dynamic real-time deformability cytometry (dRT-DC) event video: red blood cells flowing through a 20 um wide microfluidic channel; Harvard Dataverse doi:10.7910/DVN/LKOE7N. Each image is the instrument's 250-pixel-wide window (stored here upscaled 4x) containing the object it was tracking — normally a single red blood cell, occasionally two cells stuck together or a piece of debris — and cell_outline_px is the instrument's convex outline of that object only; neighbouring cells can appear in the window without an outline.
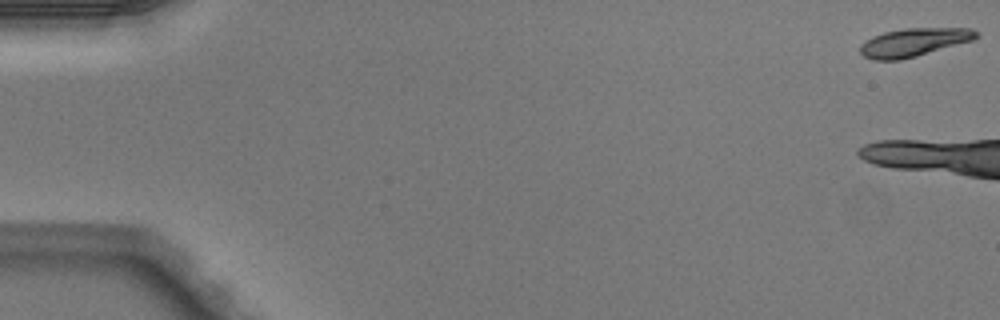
{"species": "Egyptian fruit bat (a non-hibernating species)", "species_latin": "Rousettus aegyptiacus", "temperature_condition": "warm", "stored_images_in_passage": 4, "camera_frame_rate_fps": 3000, "um_per_image_px": 0.085, "animal": {"sex": "male"}, "frame": {"image": 1, "passage_image": 1, "time_ms": 0.0, "image_size_px": [1000, 320], "cell_outline_px": [[980, 32], [972, 40], [916, 56], [900, 60], [872, 60], [864, 56], [860, 52], [860, 44], [884, 32], [904, 28], [972, 28]], "centroid_in_image_um": [77.67, 3.59], "position_along_channel_um": 7.3, "area_um2": 18.84}}